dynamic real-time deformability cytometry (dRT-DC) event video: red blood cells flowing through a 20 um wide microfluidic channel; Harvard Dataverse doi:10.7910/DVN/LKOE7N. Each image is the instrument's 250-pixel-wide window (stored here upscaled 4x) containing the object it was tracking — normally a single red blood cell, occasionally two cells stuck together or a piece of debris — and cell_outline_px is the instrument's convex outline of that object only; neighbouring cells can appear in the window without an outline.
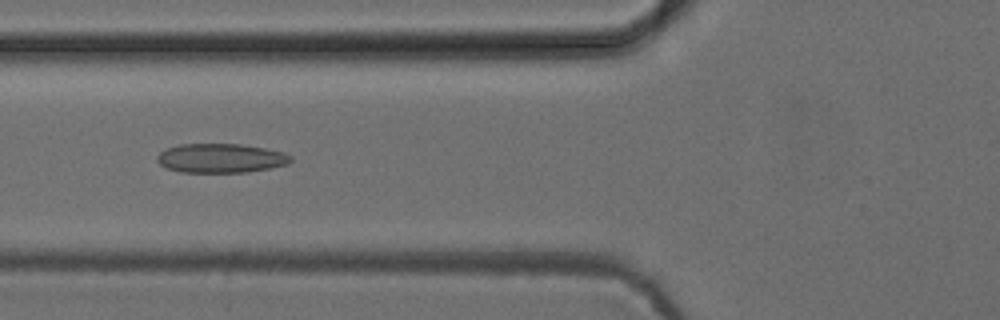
{"species": "common noctule bat (a hibernating species)", "species_latin": "Nyctalus noctula", "temperature_condition": "cold", "stored_images_in_passage": 52, "camera_frame_rate_fps": 3000, "um_per_image_px": 0.085, "animal": {"sex": "female", "body_mass_g": 24.6, "forearm_length_mm": 56.2}, "frame": {"image": 1, "passage_image": 20, "time_ms": 6.333, "image_size_px": [1000, 320], "cell_outline_px": [[292, 160], [288, 164], [272, 168], [248, 172], [180, 172], [164, 168], [156, 160], [156, 156], [160, 152], [168, 148], [180, 144], [240, 144], [264, 148], [284, 152], [292, 156]], "centroid_in_image_um": [18.77, 13.45], "position_along_channel_um": 107.0, "area_um2": 22.89}}
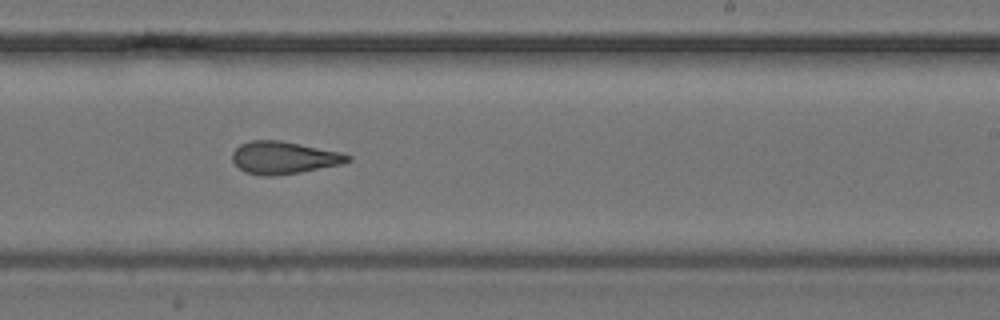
{"frame": {"image": 2, "passage_image": 32, "time_ms": 10.333, "image_size_px": [1000, 320], "cell_outline_px": [[352, 160], [344, 164], [300, 172], [272, 176], [260, 176], [244, 172], [232, 160], [232, 152], [240, 144], [248, 140], [280, 140], [340, 152], [352, 156]], "centroid_in_image_um": [24.12, 13.4], "position_along_channel_um": 264.9, "area_um2": 21.96}}
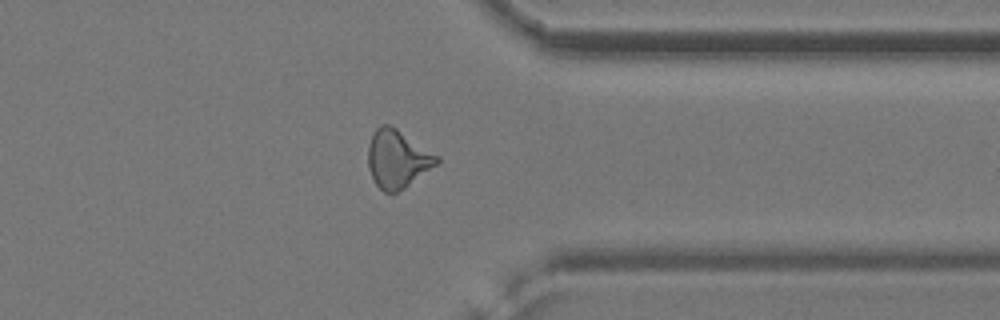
{"frame": {"image": 3, "passage_image": 41, "time_ms": 13.333, "image_size_px": [1000, 320], "cell_outline_px": [[440, 160], [436, 164], [404, 188], [392, 196], [384, 192], [376, 184], [368, 168], [368, 144], [372, 132], [380, 124], [388, 124], [396, 128], [440, 156]], "centroid_in_image_um": [33.75, 13.51], "position_along_channel_um": 377.6, "area_um2": 23.29}, "authors_computed_cell_mechanics": {"area_um2": 22.5131, "velocity_mm_per_s": 3.9322, "shape_relaxation_time_tau1_ms": null, "shape_relaxation_time_tau2_ms": 2.3884, "deformation_change_tau1": null, "deformation_change_tau2": 0.1136}}